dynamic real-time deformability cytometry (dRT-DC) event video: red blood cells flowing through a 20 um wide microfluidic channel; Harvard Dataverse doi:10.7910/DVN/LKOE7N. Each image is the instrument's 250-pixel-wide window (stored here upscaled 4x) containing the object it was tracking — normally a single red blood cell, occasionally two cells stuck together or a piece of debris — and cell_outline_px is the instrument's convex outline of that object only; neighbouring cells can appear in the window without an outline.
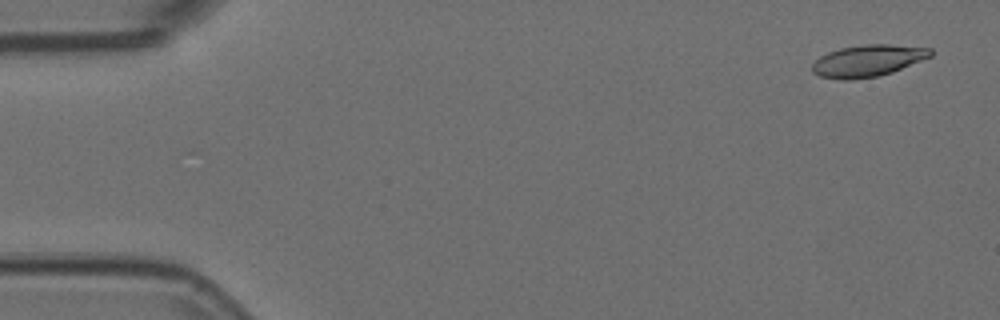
{"species": "Egyptian fruit bat (a non-hibernating species)", "species_latin": "Rousettus aegyptiacus", "temperature_condition": "room temperature", "stored_images_in_passage": 4, "camera_frame_rate_fps": 3000, "um_per_image_px": 0.085, "animal": {"sex": "female"}, "frame": {"image": 1, "passage_image": 1, "time_ms": 0.0, "image_size_px": [1000, 320], "cell_outline_px": [[932, 56], [892, 72], [876, 76], [848, 80], [840, 80], [820, 76], [812, 72], [812, 64], [820, 56], [828, 52], [840, 48], [864, 44], [888, 44], [932, 48]], "centroid_in_image_um": [73.75, 5.16], "position_along_channel_um": 11.2, "area_um2": 21.85}}
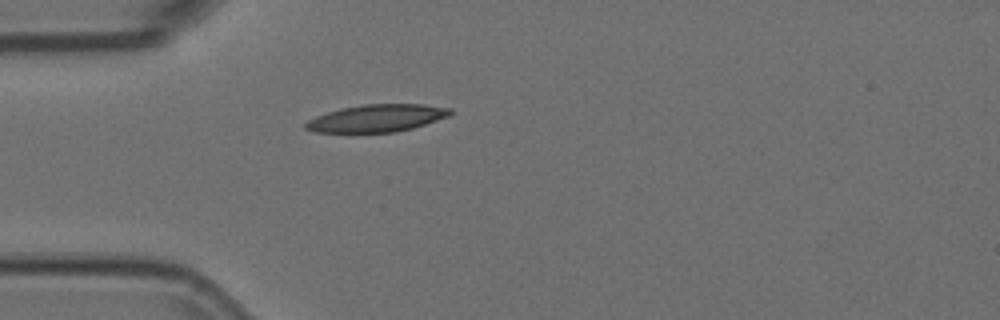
{"frame": {"image": 2, "passage_image": 4, "time_ms": 1.0, "image_size_px": [1000, 320], "cell_outline_px": [[452, 112], [448, 116], [412, 128], [396, 132], [316, 132], [304, 128], [304, 124], [308, 120], [316, 116], [340, 108], [364, 104], [424, 104], [452, 108]], "centroid_in_image_um": [32.02, 10.04], "position_along_channel_um": 53.0, "area_um2": 22.95}}